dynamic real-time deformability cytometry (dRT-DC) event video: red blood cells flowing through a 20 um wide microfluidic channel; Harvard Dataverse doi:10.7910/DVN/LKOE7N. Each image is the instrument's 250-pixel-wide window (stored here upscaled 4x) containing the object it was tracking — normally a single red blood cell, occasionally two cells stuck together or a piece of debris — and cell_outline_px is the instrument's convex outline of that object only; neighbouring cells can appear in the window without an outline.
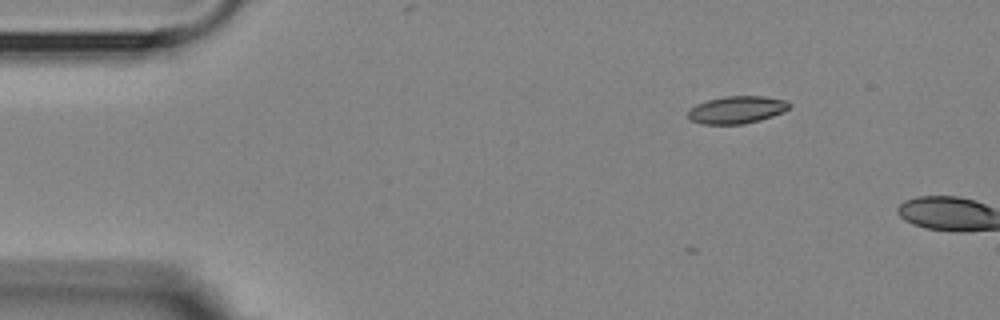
{"species": "Egyptian fruit bat (a non-hibernating species)", "species_latin": "Rousettus aegyptiacus", "temperature_condition": "room temperature", "stored_images_in_passage": 3, "camera_frame_rate_fps": 3000, "um_per_image_px": 0.085, "animal": {"sex": "female"}, "frame": {"image": 1, "passage_image": 2, "time_ms": 2.333, "image_size_px": [1000, 320], "cell_outline_px": [[792, 104], [788, 108], [772, 116], [760, 120], [744, 124], [704, 124], [692, 120], [688, 116], [688, 112], [696, 104], [708, 100], [724, 96], [764, 96], [788, 100]], "centroid_in_image_um": [62.65, 9.32], "position_along_channel_um": 22.3, "area_um2": 16.07}}